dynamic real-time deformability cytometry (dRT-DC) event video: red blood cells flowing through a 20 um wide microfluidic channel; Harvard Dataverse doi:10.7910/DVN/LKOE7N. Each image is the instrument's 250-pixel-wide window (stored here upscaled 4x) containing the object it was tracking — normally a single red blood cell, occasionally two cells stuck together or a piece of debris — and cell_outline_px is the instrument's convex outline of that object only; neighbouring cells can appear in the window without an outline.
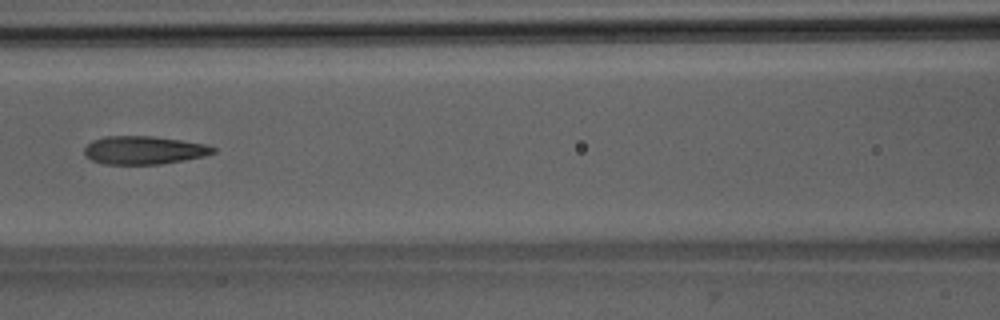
{"species": "Egyptian fruit bat (a non-hibernating species)", "species_latin": "Rousettus aegyptiacus", "temperature_condition": "room temperature", "stored_images_in_passage": 7, "camera_frame_rate_fps": 3000, "um_per_image_px": 0.085, "animal": {"sex": "male"}, "frame": {"image": 1, "passage_image": 6, "time_ms": 6.667, "image_size_px": [1000, 320], "cell_outline_px": [[216, 152], [204, 156], [184, 160], [160, 164], [104, 164], [92, 160], [84, 156], [84, 148], [92, 140], [104, 136], [152, 136], [208, 144], [216, 148]], "centroid_in_image_um": [12.23, 12.76], "position_along_channel_um": 154.4, "area_um2": 21.27}}